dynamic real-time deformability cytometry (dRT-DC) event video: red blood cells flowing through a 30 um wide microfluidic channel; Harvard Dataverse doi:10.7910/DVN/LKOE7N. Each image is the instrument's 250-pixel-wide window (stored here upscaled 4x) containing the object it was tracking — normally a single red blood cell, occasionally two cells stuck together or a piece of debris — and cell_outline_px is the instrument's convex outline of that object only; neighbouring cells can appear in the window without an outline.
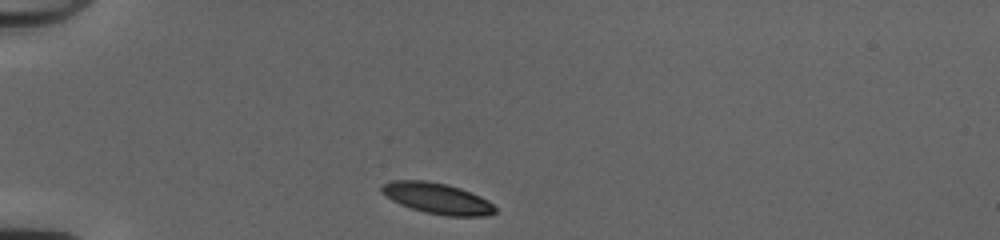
{"species": "common noctule bat (a hibernating species)", "species_latin": "Nyctalus noctula", "temperature_condition": "cold", "stored_images_in_passage": 32, "camera_frame_rate_fps": 3000, "um_per_image_px": 0.085, "animal": {"sex": "female", "body_mass_g": 20.0, "forearm_length_mm": 54.0}, "frame": {"image": 1, "passage_image": 1, "time_ms": 0.0, "image_size_px": [1000, 240], "cell_outline_px": [[496, 212], [488, 216], [448, 216], [424, 212], [400, 204], [392, 200], [380, 192], [380, 188], [384, 184], [392, 180], [424, 180], [444, 184], [460, 188], [480, 196], [488, 200], [496, 208]], "centroid_in_image_um": [37.16, 16.87], "position_along_channel_um": 47.8, "area_um2": 20.35}}
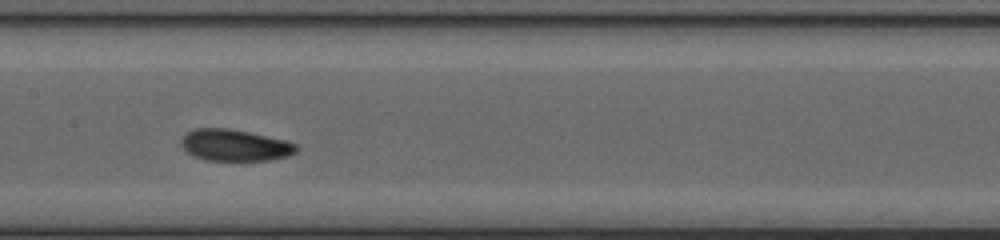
{"frame": {"image": 2, "passage_image": 14, "time_ms": 4.333, "image_size_px": [1000, 240], "cell_outline_px": [[300, 148], [296, 152], [288, 156], [268, 160], [208, 160], [196, 156], [188, 152], [180, 144], [180, 140], [192, 128], [228, 128], [248, 132], [284, 140], [296, 144]], "centroid_in_image_um": [19.97, 12.34], "position_along_channel_um": 187.4, "area_um2": 20.98}}
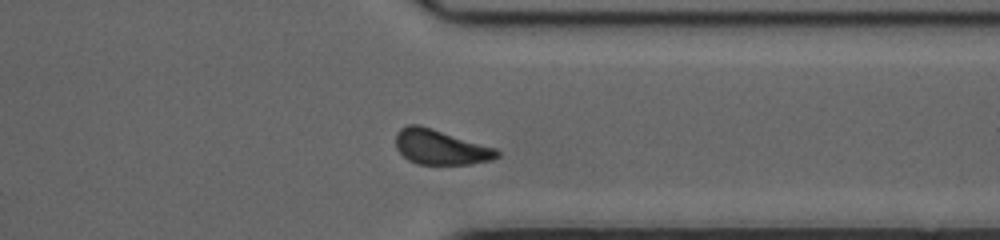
{"frame": {"image": 3, "passage_image": 28, "time_ms": 9.0, "image_size_px": [1000, 240], "cell_outline_px": [[500, 156], [492, 160], [472, 164], [416, 164], [408, 160], [396, 148], [396, 132], [400, 128], [408, 124], [420, 124], [496, 148], [500, 152]], "centroid_in_image_um": [37.45, 12.5], "position_along_channel_um": 374.0, "area_um2": 20.81}, "authors_computed_cell_mechanics": {"area_um2": 20.808, "velocity_mm_per_s": 4.0008, "shape_relaxation_time_tau1_ms": 2.7592, "shape_relaxation_time_tau2_ms": 5.4463, "deformation_change_tau1": 0.0901, "deformation_change_tau2": 0.1201}}